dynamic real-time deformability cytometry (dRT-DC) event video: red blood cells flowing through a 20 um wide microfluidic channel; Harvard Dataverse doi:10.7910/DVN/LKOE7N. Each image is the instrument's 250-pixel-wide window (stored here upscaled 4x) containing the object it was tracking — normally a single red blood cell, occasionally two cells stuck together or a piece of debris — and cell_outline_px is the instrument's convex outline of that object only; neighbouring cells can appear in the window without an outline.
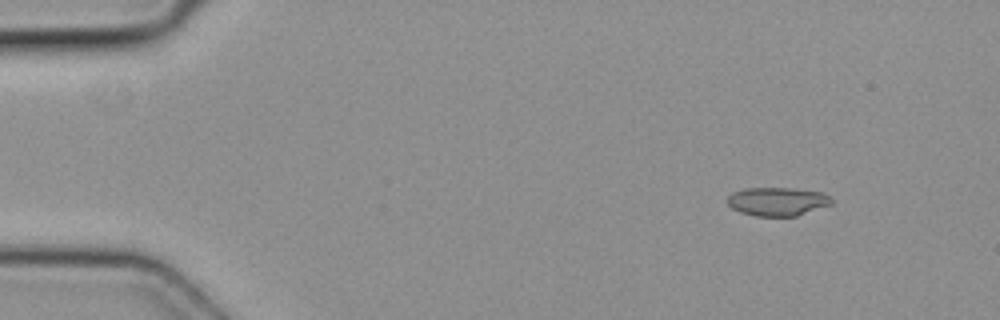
{"species": "common noctule bat (a hibernating species)", "species_latin": "Nyctalus noctula", "temperature_condition": "cold", "stored_images_in_passage": 6, "camera_frame_rate_fps": 3000, "um_per_image_px": 0.085, "animal": {"sex": "female", "body_mass_g": 19.3, "forearm_length_mm": 54.1}, "frame": {"image": 1, "passage_image": 1, "time_ms": 0.0, "image_size_px": [1000, 320], "cell_outline_px": [[832, 204], [796, 216], [756, 216], [740, 212], [732, 208], [724, 200], [732, 192], [744, 188], [792, 188], [820, 192], [828, 196], [832, 200]], "centroid_in_image_um": [66.02, 17.12], "position_along_channel_um": 19.0, "area_um2": 17.34}}
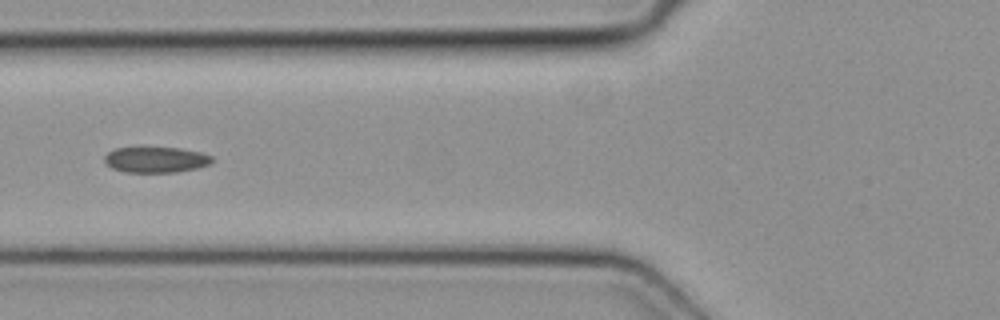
{"frame": {"image": 2, "passage_image": 5, "time_ms": 1.333, "image_size_px": [1000, 320], "cell_outline_px": [[212, 164], [196, 168], [176, 172], [124, 172], [112, 168], [104, 160], [104, 156], [108, 152], [116, 148], [180, 148], [200, 152], [212, 156]], "centroid_in_image_um": [13.26, 13.58], "position_along_channel_um": 112.5, "area_um2": 16.01}}
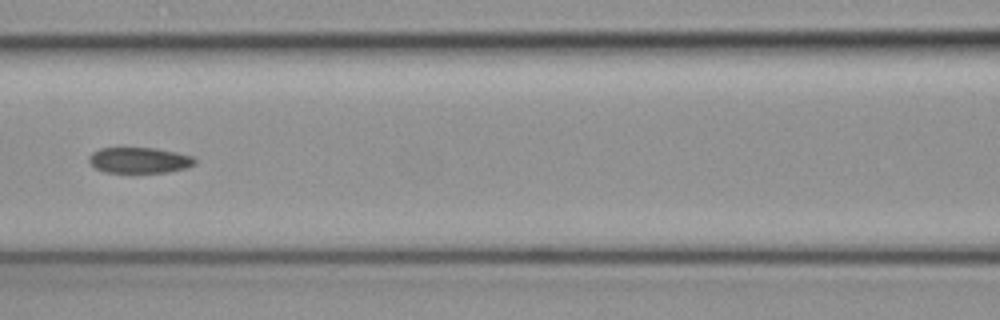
{"frame": {"image": 3, "passage_image": 6, "time_ms": 1.667, "image_size_px": [1000, 320], "cell_outline_px": [[196, 164], [188, 168], [168, 172], [132, 176], [104, 172], [96, 168], [88, 160], [88, 156], [92, 152], [100, 148], [156, 148], [176, 152], [192, 156], [196, 160]], "centroid_in_image_um": [11.84, 13.68], "position_along_channel_um": 154.8, "area_um2": 16.88}}